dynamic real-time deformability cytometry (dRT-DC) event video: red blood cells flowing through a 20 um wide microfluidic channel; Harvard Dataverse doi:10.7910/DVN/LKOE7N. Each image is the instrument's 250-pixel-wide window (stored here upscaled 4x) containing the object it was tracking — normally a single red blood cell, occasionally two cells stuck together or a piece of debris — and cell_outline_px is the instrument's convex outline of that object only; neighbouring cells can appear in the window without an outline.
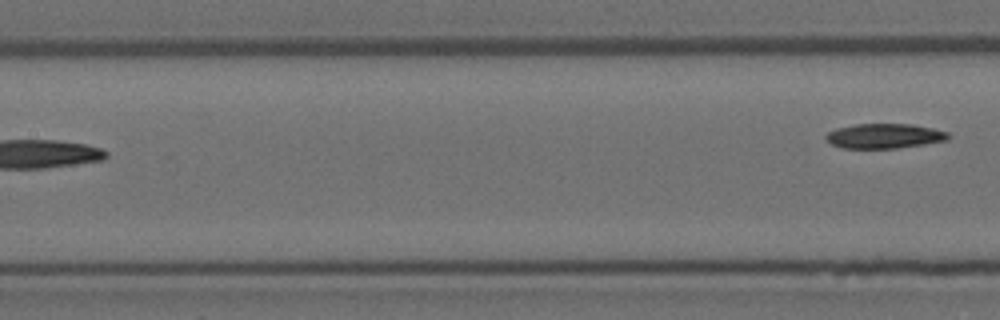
{"species": "Egyptian fruit bat (a non-hibernating species)", "species_latin": "Rousettus aegyptiacus", "temperature_condition": "room temperature", "stored_images_in_passage": 8, "segment_of_instrument_passage": [2, 2], "camera_frame_rate_fps": 3000, "um_per_image_px": 0.085, "animal": {"sex": "female"}, "frame": {"image": 1, "passage_image": 8, "time_ms": 2.333, "image_size_px": [1000, 320], "cell_outline_px": [[952, 136], [948, 140], [924, 144], [896, 148], [844, 148], [832, 144], [824, 136], [828, 132], [836, 128], [856, 124], [912, 124], [932, 128], [948, 132]], "centroid_in_image_um": [75.2, 11.55], "position_along_channel_um": 132.2, "area_um2": 17.63}}